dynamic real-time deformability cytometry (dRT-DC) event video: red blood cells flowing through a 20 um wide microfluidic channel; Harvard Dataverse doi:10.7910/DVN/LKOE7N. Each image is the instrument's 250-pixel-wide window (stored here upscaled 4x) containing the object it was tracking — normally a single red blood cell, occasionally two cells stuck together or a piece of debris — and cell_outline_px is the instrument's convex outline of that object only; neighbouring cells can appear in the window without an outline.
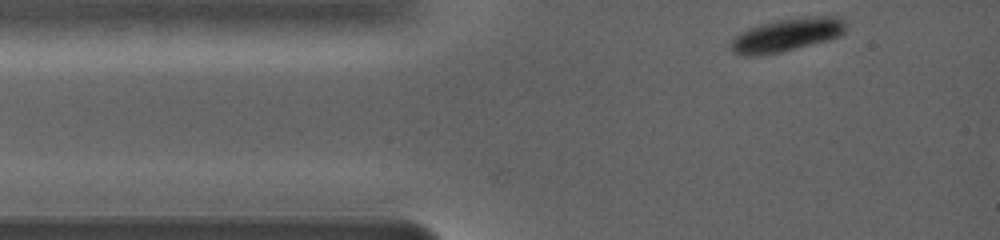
{"species": "common noctule bat (a hibernating species)", "species_latin": "Nyctalus noctula", "temperature_condition": "warm", "stored_images_in_passage": 5, "camera_frame_rate_fps": 5000, "um_per_image_px": 0.085, "animal": {"sex": "female", "body_mass_g": 19.0, "forearm_length_mm": 56.7}, "frame": {"image": 1, "passage_image": 1, "time_ms": 0.0, "image_size_px": [1000, 240], "cell_outline_px": [[844, 32], [840, 36], [828, 40], [780, 52], [760, 56], [740, 56], [732, 52], [732, 40], [740, 32], [748, 28], [760, 24], [776, 20], [812, 16], [836, 16], [844, 20]], "centroid_in_image_um": [66.85, 2.98], "position_along_channel_um": 18.2, "area_um2": 22.14}}